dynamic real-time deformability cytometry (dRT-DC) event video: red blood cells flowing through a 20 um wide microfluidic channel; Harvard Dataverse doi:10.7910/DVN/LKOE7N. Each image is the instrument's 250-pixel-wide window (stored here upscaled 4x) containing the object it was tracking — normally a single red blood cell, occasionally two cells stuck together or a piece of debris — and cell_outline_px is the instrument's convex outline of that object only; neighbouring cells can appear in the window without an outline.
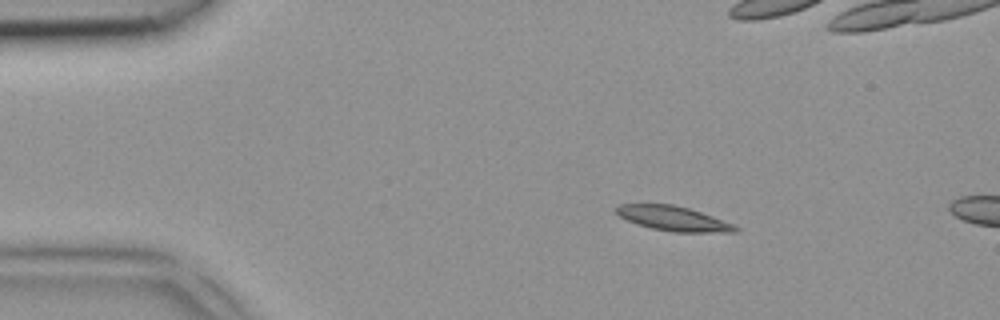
{"species": "common noctule bat (a hibernating species)", "species_latin": "Nyctalus noctula", "temperature_condition": "room temperature", "stored_images_in_passage": 7, "camera_frame_rate_fps": 3000, "um_per_image_px": 0.085, "animal": {"sex": "female", "body_mass_g": 18.4}, "frame": {"image": 1, "passage_image": 3, "time_ms": 0.667, "image_size_px": [1000, 320], "cell_outline_px": [[740, 228], [736, 232], [672, 232], [652, 228], [636, 224], [620, 216], [616, 212], [616, 208], [620, 204], [672, 204], [688, 208], [712, 216], [732, 224]], "centroid_in_image_um": [57.23, 18.58], "position_along_channel_um": 27.8, "area_um2": 16.88}}